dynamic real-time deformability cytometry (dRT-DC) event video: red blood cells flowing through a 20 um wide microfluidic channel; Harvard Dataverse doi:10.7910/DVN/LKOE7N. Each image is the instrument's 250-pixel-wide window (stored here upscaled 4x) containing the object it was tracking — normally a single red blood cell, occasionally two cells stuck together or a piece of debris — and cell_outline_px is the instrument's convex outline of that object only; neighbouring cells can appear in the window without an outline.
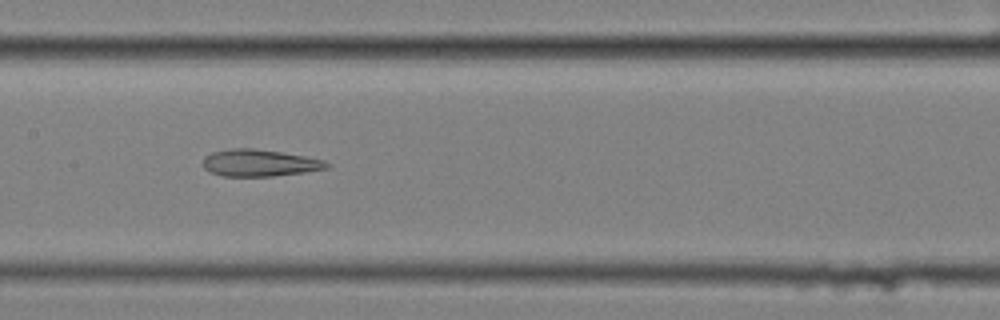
{"species": "common noctule bat (a hibernating species)", "species_latin": "Nyctalus noctula", "temperature_condition": "cold", "stored_images_in_passage": 10, "camera_frame_rate_fps": 3000, "um_per_image_px": 0.085, "animal": {"sex": "female", "body_mass_g": 25.1}, "frame": {"image": 1, "passage_image": 7, "time_ms": 2.0, "image_size_px": [1000, 320], "cell_outline_px": [[332, 164], [328, 168], [304, 172], [272, 176], [220, 176], [204, 168], [204, 156], [212, 152], [232, 148], [252, 148], [280, 152], [304, 156], [324, 160]], "centroid_in_image_um": [22.07, 13.85], "position_along_channel_um": 185.3, "area_um2": 19.31}}
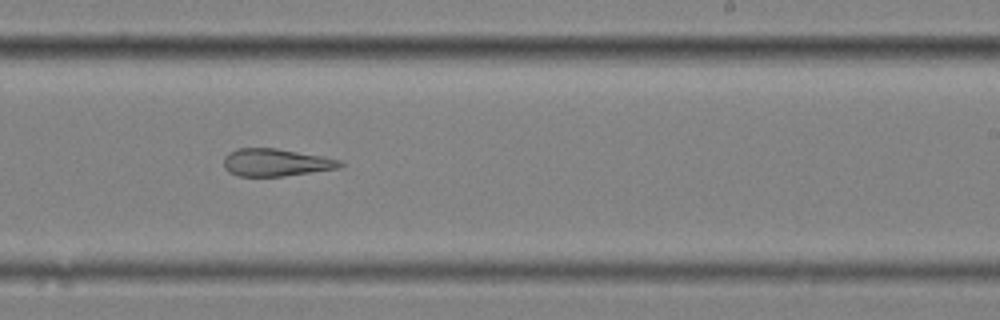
{"frame": {"image": 2, "passage_image": 9, "time_ms": 2.667, "image_size_px": [1000, 320], "cell_outline_px": [[344, 164], [340, 168], [284, 176], [240, 176], [228, 172], [224, 168], [224, 156], [228, 152], [236, 148], [276, 148], [324, 156], [340, 160]], "centroid_in_image_um": [23.44, 13.8], "position_along_channel_um": 265.6, "area_um2": 18.79}}